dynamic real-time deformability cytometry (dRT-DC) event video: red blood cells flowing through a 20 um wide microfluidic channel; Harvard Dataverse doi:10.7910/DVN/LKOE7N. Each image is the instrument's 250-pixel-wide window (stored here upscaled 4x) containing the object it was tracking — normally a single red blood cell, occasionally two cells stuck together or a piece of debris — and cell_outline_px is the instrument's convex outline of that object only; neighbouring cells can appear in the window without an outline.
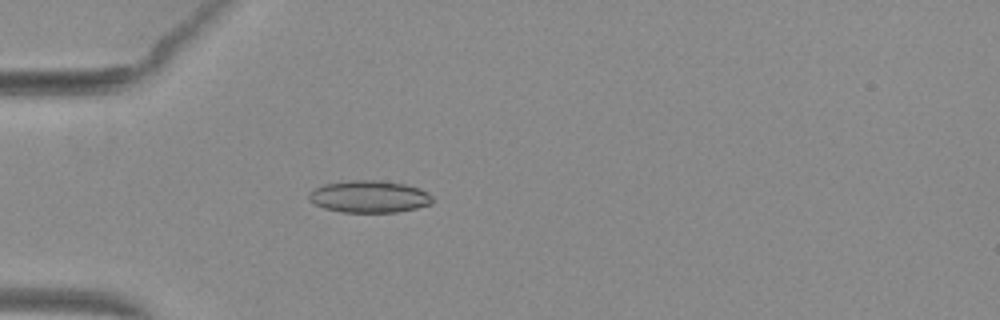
{"species": "common noctule bat (a hibernating species)", "species_latin": "Nyctalus noctula", "temperature_condition": "warm", "stored_images_in_passage": 53, "camera_frame_rate_fps": 3000, "um_per_image_px": 0.085, "animal": {"sex": "female", "body_mass_g": 29.2, "forearm_length_mm": 56.3}, "frame": {"image": 1, "passage_image": 17, "time_ms": 5.333, "image_size_px": [1000, 320], "cell_outline_px": [[436, 200], [432, 204], [416, 208], [396, 212], [340, 212], [324, 208], [308, 200], [308, 192], [324, 184], [352, 180], [380, 180], [404, 184], [420, 188], [432, 196]], "centroid_in_image_um": [31.4, 16.71], "position_along_channel_um": 53.6, "area_um2": 23.24}}
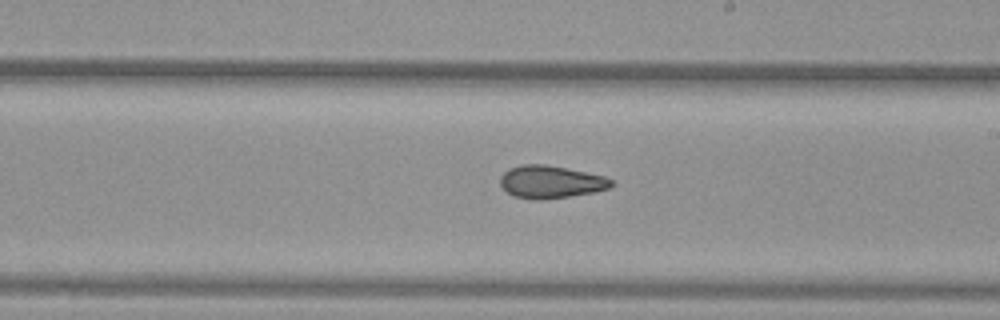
{"frame": {"image": 2, "passage_image": 32, "time_ms": 10.333, "image_size_px": [1000, 320], "cell_outline_px": [[616, 184], [608, 188], [592, 192], [568, 196], [540, 200], [532, 200], [512, 196], [500, 184], [500, 176], [508, 168], [520, 164], [544, 164], [604, 176], [612, 180]], "centroid_in_image_um": [46.77, 15.46], "position_along_channel_um": 242.2, "area_um2": 21.04}}
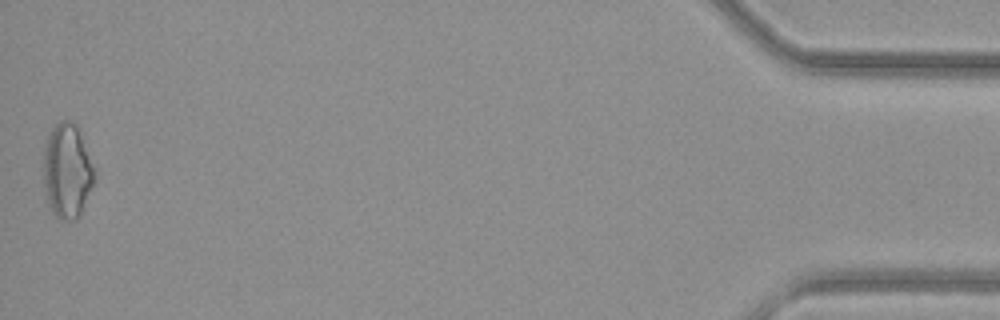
{"frame": {"image": 3, "passage_image": 53, "time_ms": 17.333, "image_size_px": [1000, 320], "cell_outline_px": [[96, 172], [92, 184], [80, 216], [76, 220], [60, 220], [52, 212], [48, 204], [44, 184], [44, 148], [48, 136], [52, 128], [60, 120], [72, 120], [76, 124]], "centroid_in_image_um": [5.7, 14.54], "position_along_channel_um": 429.5, "area_um2": 27.92}, "authors_computed_cell_mechanics": {"area_um2": 22.3108, "velocity_mm_per_s": 4.0026, "shape_relaxation_time_tau1_ms": null, "shape_relaxation_time_tau2_ms": 2.811, "deformation_change_tau1": null, "deformation_change_tau2": 0.1001}}